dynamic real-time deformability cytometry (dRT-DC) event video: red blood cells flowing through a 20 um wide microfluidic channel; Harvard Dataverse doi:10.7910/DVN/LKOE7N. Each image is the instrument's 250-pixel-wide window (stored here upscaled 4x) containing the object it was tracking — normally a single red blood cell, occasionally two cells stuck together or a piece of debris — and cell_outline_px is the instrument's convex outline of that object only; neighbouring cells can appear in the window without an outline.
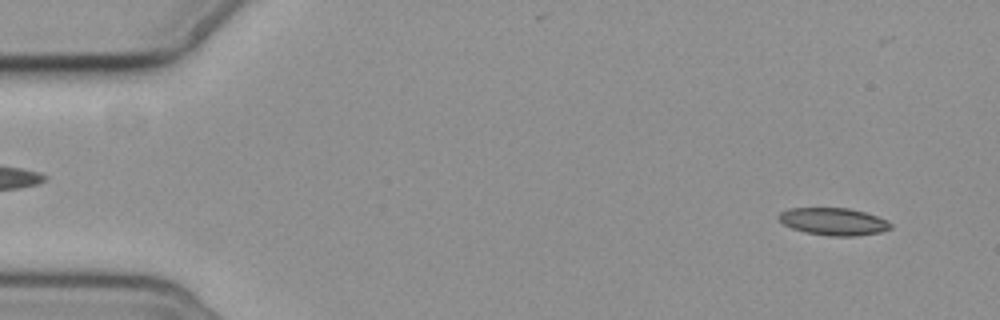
{"species": "common noctule bat (a hibernating species)", "species_latin": "Nyctalus noctula", "temperature_condition": "cold", "stored_images_in_passage": 5, "camera_frame_rate_fps": 3000, "um_per_image_px": 0.085, "animal": {"sex": "female", "body_mass_g": 19.3, "forearm_length_mm": 54.1}, "frame": {"image": 1, "passage_image": 1, "time_ms": 0.0, "image_size_px": [1000, 320], "cell_outline_px": [[892, 228], [880, 232], [852, 236], [828, 236], [804, 232], [792, 228], [784, 224], [776, 216], [780, 212], [788, 208], [848, 208], [864, 212], [888, 220], [892, 224]], "centroid_in_image_um": [70.83, 18.83], "position_along_channel_um": 14.2, "area_um2": 17.86}}
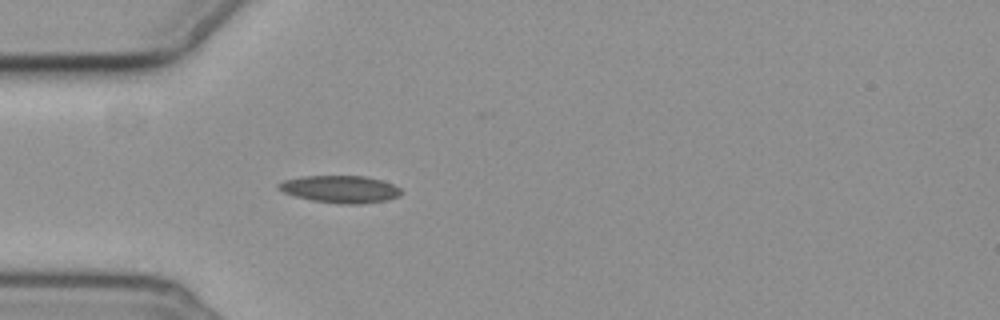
{"frame": {"image": 2, "passage_image": 5, "time_ms": 4.333, "image_size_px": [1000, 320], "cell_outline_px": [[404, 192], [400, 196], [388, 200], [360, 204], [340, 204], [312, 200], [296, 196], [284, 192], [276, 188], [276, 184], [284, 180], [304, 176], [364, 176], [380, 180], [392, 184], [400, 188]], "centroid_in_image_um": [28.94, 16.08], "position_along_channel_um": 56.1, "area_um2": 19.54}}